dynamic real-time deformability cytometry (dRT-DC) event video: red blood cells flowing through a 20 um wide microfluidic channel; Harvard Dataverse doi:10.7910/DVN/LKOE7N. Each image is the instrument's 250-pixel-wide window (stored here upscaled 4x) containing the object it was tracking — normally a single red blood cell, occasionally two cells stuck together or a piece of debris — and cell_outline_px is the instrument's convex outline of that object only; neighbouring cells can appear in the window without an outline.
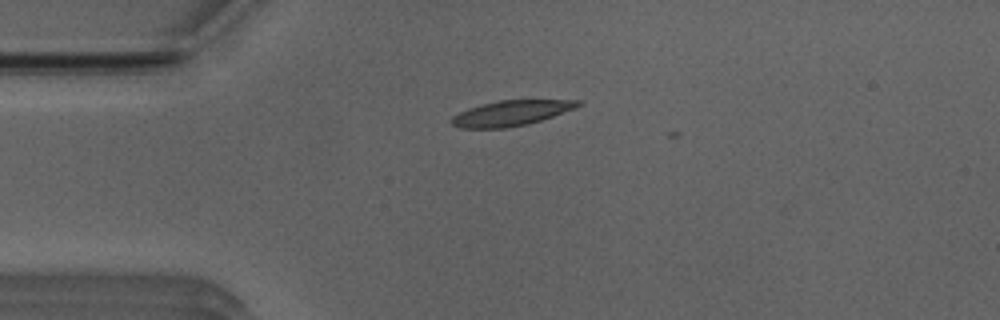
{"species": "Egyptian fruit bat (a non-hibernating species)", "species_latin": "Rousettus aegyptiacus", "temperature_condition": "room temperature", "stored_images_in_passage": 3, "camera_frame_rate_fps": 3000, "um_per_image_px": 0.085, "animal": {"sex": "male"}, "frame": {"image": 1, "passage_image": 2, "time_ms": 0.333, "image_size_px": [1000, 320], "cell_outline_px": [[580, 104], [576, 108], [528, 124], [504, 128], [460, 128], [452, 124], [452, 116], [468, 108], [500, 100], [580, 100]], "centroid_in_image_um": [43.43, 9.62], "position_along_channel_um": 41.6, "area_um2": 18.32}}